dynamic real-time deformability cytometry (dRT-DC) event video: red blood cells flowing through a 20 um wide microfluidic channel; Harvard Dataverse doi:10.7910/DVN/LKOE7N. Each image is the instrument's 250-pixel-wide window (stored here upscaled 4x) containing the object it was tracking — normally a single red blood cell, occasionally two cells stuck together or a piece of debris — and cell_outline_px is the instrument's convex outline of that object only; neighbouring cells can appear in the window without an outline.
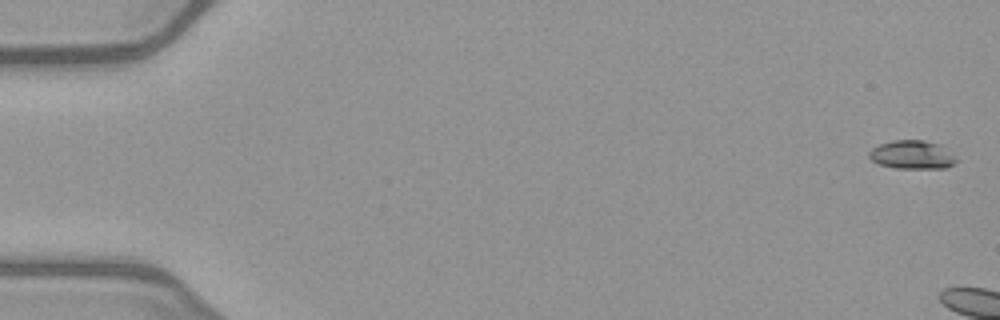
{"species": "common noctule bat (a hibernating species)", "species_latin": "Nyctalus noctula", "temperature_condition": "warm", "stored_images_in_passage": 5, "camera_frame_rate_fps": 3000, "um_per_image_px": 0.085, "animal": {"sex": "female", "body_mass_g": 21.9}, "frame": {"image": 1, "passage_image": 1, "time_ms": 0.0, "image_size_px": [1000, 320], "cell_outline_px": [[960, 160], [948, 168], [896, 168], [880, 164], [872, 160], [868, 156], [868, 152], [872, 148], [880, 144], [892, 140], [924, 140], [940, 144], [956, 156]], "centroid_in_image_um": [77.58, 13.15], "position_along_channel_um": 7.4, "area_um2": 14.68}}